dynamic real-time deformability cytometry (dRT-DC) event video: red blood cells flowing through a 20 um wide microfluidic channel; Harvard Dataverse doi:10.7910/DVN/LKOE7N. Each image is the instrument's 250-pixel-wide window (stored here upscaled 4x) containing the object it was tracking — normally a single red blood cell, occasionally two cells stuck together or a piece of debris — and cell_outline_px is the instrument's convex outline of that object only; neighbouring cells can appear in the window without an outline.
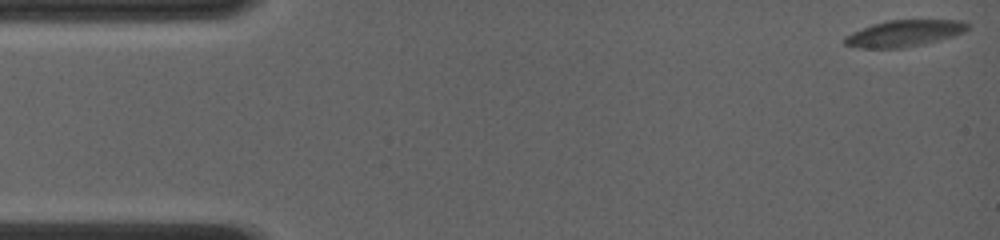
{"species": "common noctule bat (a hibernating species)", "species_latin": "Nyctalus noctula", "temperature_condition": "room temperature", "stored_images_in_passage": 63, "camera_frame_rate_fps": 4000, "um_per_image_px": 0.085, "animal": {"sex": "female", "body_mass_g": 19.0, "forearm_length_mm": 56.7}, "frame": {"image": 1, "passage_image": 1, "time_ms": 0.0, "image_size_px": [1000, 240], "cell_outline_px": [[972, 24], [964, 32], [952, 36], [924, 44], [900, 48], [860, 48], [844, 44], [844, 36], [852, 32], [872, 24], [888, 20], [964, 20]], "centroid_in_image_um": [76.87, 2.82], "position_along_channel_um": 8.1, "area_um2": 19.02}}
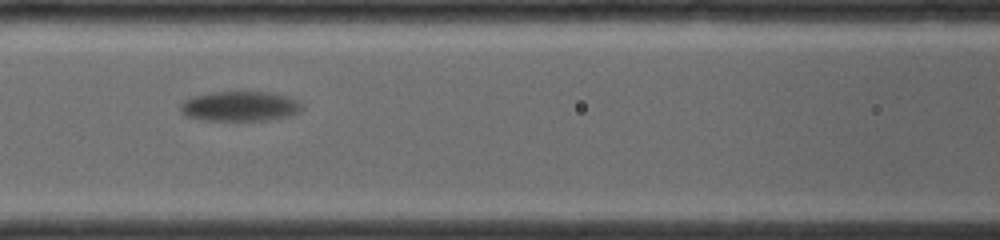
{"frame": {"image": 2, "passage_image": 32, "time_ms": 7.75, "image_size_px": [1000, 240], "cell_outline_px": [[304, 108], [300, 112], [288, 116], [268, 120], [204, 120], [184, 116], [180, 112], [180, 104], [184, 100], [192, 96], [212, 92], [264, 92], [288, 96], [296, 100]], "centroid_in_image_um": [20.36, 9.03], "position_along_channel_um": 146.2, "area_um2": 21.21}}
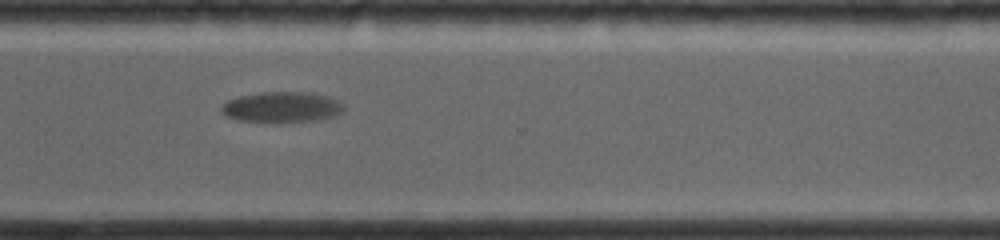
{"frame": {"image": 3, "passage_image": 55, "time_ms": 13.5, "image_size_px": [1000, 240], "cell_outline_px": [[344, 108], [340, 112], [332, 116], [312, 120], [276, 124], [236, 120], [220, 112], [220, 108], [228, 100], [240, 96], [264, 92], [308, 92], [328, 96], [344, 104]], "centroid_in_image_um": [23.91, 9.12], "position_along_channel_um": 346.7, "area_um2": 22.02}}